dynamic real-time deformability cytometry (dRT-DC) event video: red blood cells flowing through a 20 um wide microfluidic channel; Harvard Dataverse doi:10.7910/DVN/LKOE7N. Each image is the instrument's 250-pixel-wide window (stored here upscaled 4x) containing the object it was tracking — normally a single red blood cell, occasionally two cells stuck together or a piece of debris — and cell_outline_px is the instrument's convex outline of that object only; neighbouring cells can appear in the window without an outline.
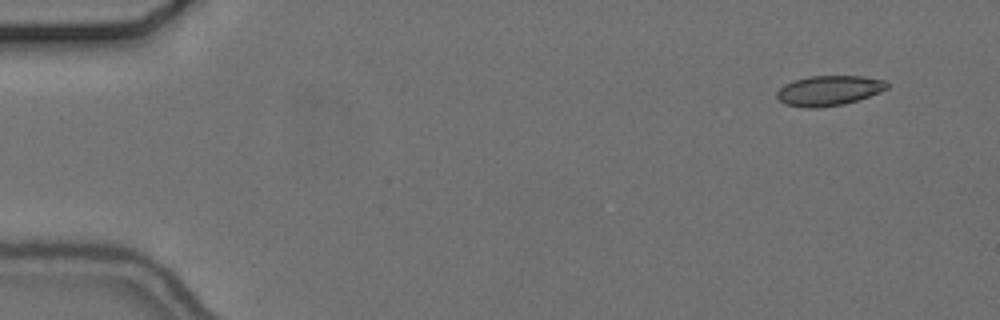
{"species": "common noctule bat (a hibernating species)", "species_latin": "Nyctalus noctula", "temperature_condition": "cold", "stored_images_in_passage": 53, "camera_frame_rate_fps": 3000, "um_per_image_px": 0.085, "animal": {"sex": "female", "body_mass_g": 24.6, "forearm_length_mm": 56.2}, "frame": {"image": 1, "passage_image": 1, "time_ms": 0.0, "image_size_px": [1000, 320], "cell_outline_px": [[888, 88], [880, 92], [844, 104], [820, 108], [804, 108], [784, 104], [776, 96], [776, 92], [784, 84], [792, 80], [808, 76], [864, 76], [884, 80], [888, 84]], "centroid_in_image_um": [70.42, 7.7], "position_along_channel_um": 14.6, "area_um2": 19.42}}
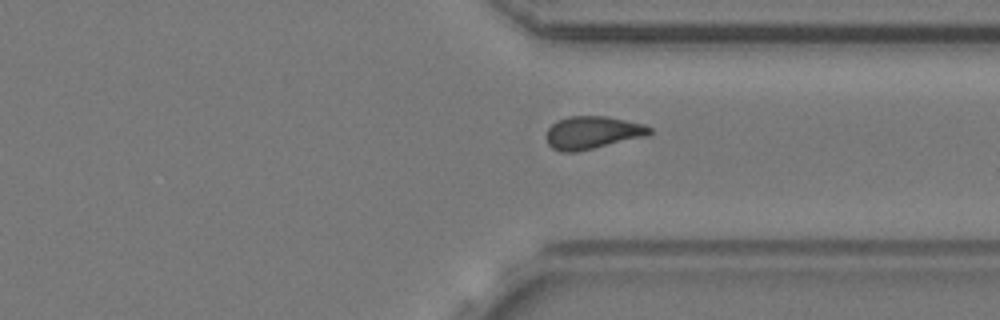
{"frame": {"image": 2, "passage_image": 39, "time_ms": 12.667, "image_size_px": [1000, 320], "cell_outline_px": [[652, 132], [648, 136], [576, 152], [560, 152], [552, 148], [548, 144], [548, 128], [552, 124], [568, 116], [608, 116], [644, 124], [652, 128]], "centroid_in_image_um": [50.4, 11.27], "position_along_channel_um": 361.0, "area_um2": 19.71}}
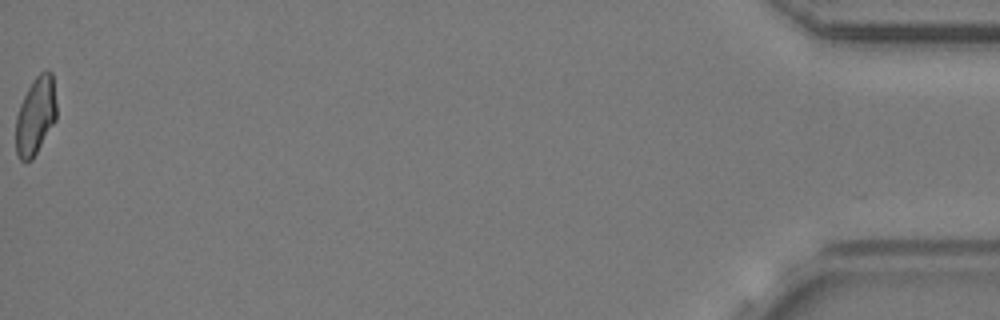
{"frame": {"image": 3, "passage_image": 53, "time_ms": 17.333, "image_size_px": [1000, 320], "cell_outline_px": [[56, 120], [32, 160], [20, 160], [16, 152], [16, 116], [20, 104], [28, 88], [36, 76], [40, 72], [48, 68], [52, 72], [56, 104]], "centroid_in_image_um": [3.03, 9.82], "position_along_channel_um": 432.2, "area_um2": 18.44}, "authors_computed_cell_mechanics": {"area_um2": 19.5942, "velocity_mm_per_s": 3.6714, "shape_relaxation_time_tau1_ms": null, "shape_relaxation_time_tau2_ms": 2.0961, "deformation_change_tau1": null, "deformation_change_tau2": 0.0768}}